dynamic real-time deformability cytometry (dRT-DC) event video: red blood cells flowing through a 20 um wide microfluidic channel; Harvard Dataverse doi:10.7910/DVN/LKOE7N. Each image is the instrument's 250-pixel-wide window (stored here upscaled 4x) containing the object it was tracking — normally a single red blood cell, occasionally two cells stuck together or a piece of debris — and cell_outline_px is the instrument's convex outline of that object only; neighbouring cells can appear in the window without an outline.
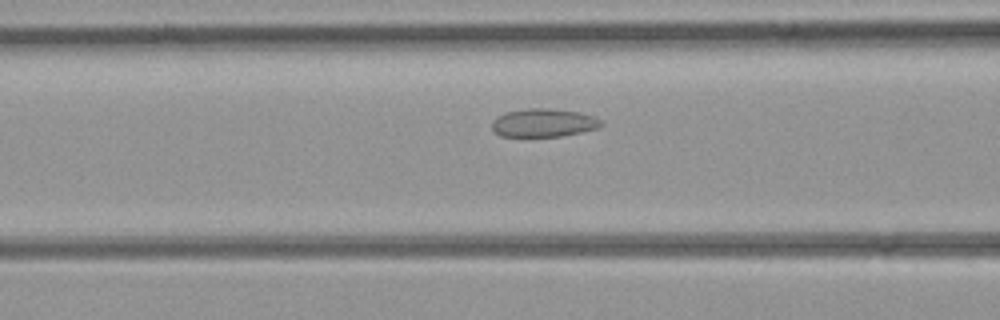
{"species": "common noctule bat (a hibernating species)", "species_latin": "Nyctalus noctula", "temperature_condition": "room temperature", "stored_images_in_passage": 32, "camera_frame_rate_fps": 3000, "um_per_image_px": 0.085, "animal": {"sex": "female", "body_mass_g": 21.9}, "frame": {"image": 1, "passage_image": 12, "time_ms": 3.667, "image_size_px": [1000, 320], "cell_outline_px": [[604, 124], [596, 128], [580, 132], [560, 136], [500, 136], [492, 128], [492, 120], [496, 116], [504, 112], [528, 108], [548, 108], [580, 112], [592, 116], [600, 120]], "centroid_in_image_um": [46.16, 10.42], "position_along_channel_um": 120.4, "area_um2": 17.92}}
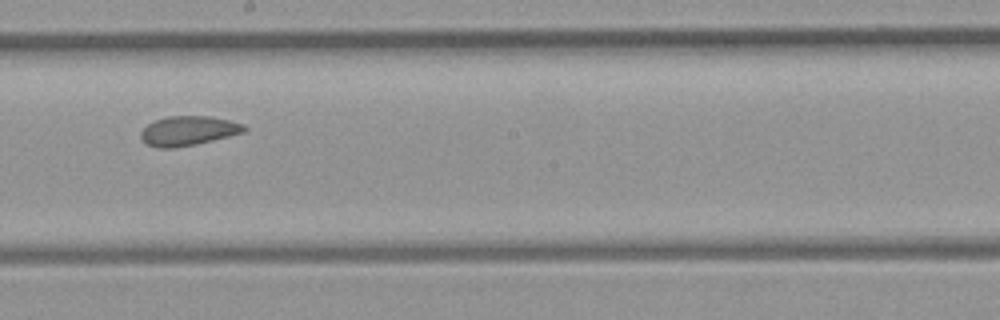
{"frame": {"image": 2, "passage_image": 19, "time_ms": 6.0, "image_size_px": [1000, 320], "cell_outline_px": [[248, 128], [244, 132], [196, 144], [172, 148], [156, 148], [144, 144], [140, 136], [140, 132], [148, 124], [156, 120], [168, 116], [208, 116], [228, 120], [244, 124]], "centroid_in_image_um": [15.97, 11.12], "position_along_channel_um": 232.2, "area_um2": 17.74}}
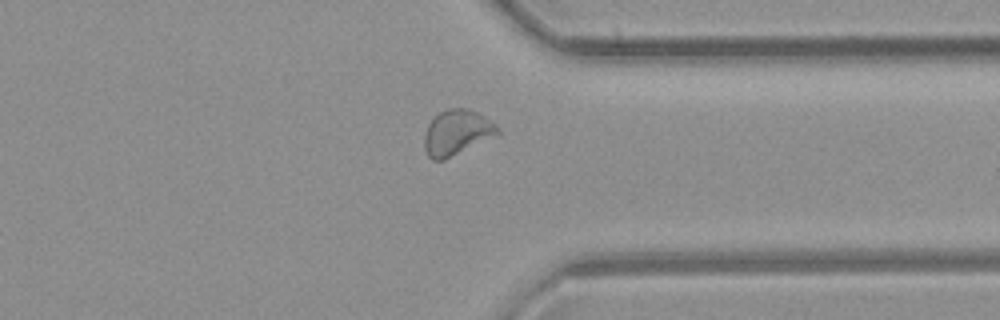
{"frame": {"image": 3, "passage_image": 28, "time_ms": 9.0, "image_size_px": [1000, 320], "cell_outline_px": [[500, 132], [444, 160], [432, 160], [428, 156], [424, 148], [424, 136], [428, 124], [440, 112], [448, 108], [468, 108], [480, 112], [496, 124], [500, 128]], "centroid_in_image_um": [38.82, 11.24], "position_along_channel_um": 372.6, "area_um2": 19.13}}